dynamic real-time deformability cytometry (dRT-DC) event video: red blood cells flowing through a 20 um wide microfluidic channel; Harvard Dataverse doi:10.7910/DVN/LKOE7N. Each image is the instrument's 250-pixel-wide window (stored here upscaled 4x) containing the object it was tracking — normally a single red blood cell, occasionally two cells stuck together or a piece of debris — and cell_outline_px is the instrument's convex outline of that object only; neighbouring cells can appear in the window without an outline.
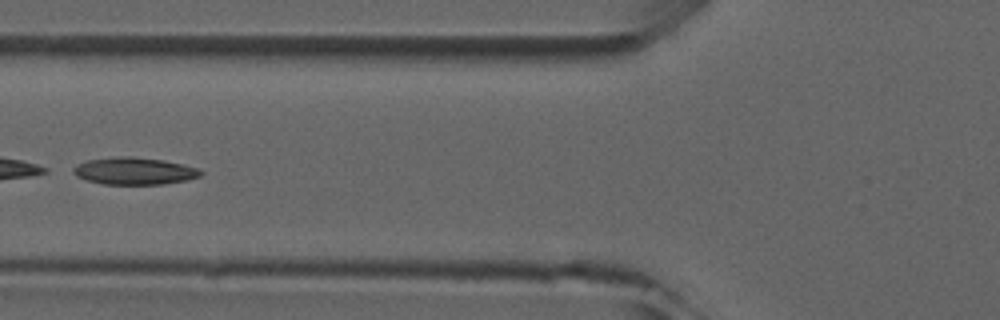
{"species": "common noctule bat (a hibernating species)", "species_latin": "Nyctalus noctula", "temperature_condition": "room temperature", "stored_images_in_passage": 7, "camera_frame_rate_fps": 3000, "um_per_image_px": 0.085, "animal": {"sex": "male", "forearm_length_mm": 52.5}, "frame": {"image": 1, "passage_image": 6, "time_ms": 5.667, "image_size_px": [1000, 320], "cell_outline_px": [[204, 172], [200, 176], [188, 180], [164, 184], [104, 184], [88, 180], [76, 176], [72, 172], [72, 168], [76, 164], [88, 160], [116, 156], [132, 156], [164, 160], [184, 164], [200, 168]], "centroid_in_image_um": [11.45, 14.52], "position_along_channel_um": 114.4, "area_um2": 20.4}}
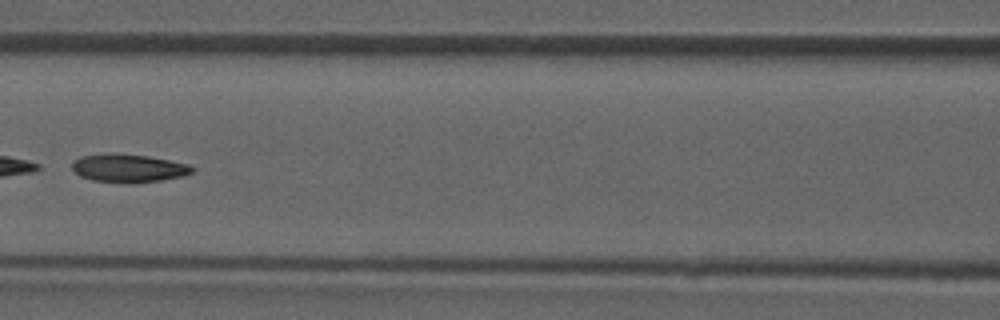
{"frame": {"image": 2, "passage_image": 7, "time_ms": 6.667, "image_size_px": [1000, 320], "cell_outline_px": [[196, 168], [192, 172], [184, 176], [160, 180], [128, 184], [92, 180], [80, 176], [72, 168], [72, 160], [80, 156], [148, 156], [188, 164]], "centroid_in_image_um": [10.96, 14.35], "position_along_channel_um": 155.6, "area_um2": 19.02}}